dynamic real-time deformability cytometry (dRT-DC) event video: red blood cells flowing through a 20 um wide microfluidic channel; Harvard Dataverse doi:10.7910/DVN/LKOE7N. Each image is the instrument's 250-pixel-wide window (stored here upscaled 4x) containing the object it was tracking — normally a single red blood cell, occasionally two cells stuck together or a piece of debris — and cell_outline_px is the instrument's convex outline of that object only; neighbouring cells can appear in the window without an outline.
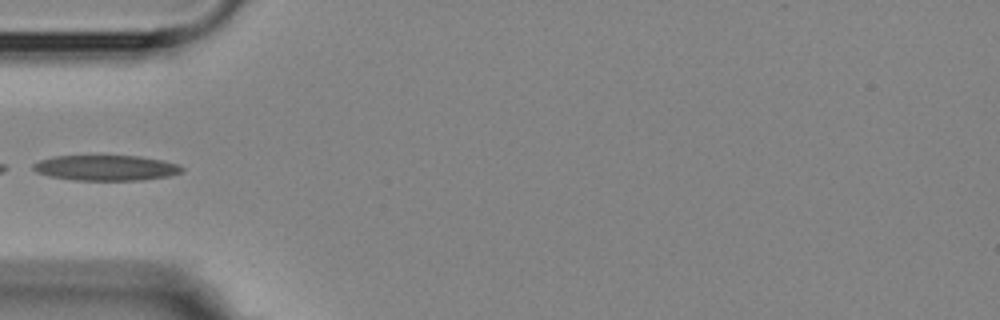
{"species": "Egyptian fruit bat (a non-hibernating species)", "species_latin": "Rousettus aegyptiacus", "temperature_condition": "room temperature", "stored_images_in_passage": 5, "camera_frame_rate_fps": 3000, "um_per_image_px": 0.085, "animal": {"sex": "female"}, "frame": {"image": 1, "passage_image": 4, "time_ms": 3.667, "image_size_px": [1000, 320], "cell_outline_px": [[184, 172], [168, 176], [144, 180], [72, 180], [48, 176], [36, 172], [32, 168], [32, 164], [40, 160], [56, 156], [140, 156], [164, 160], [180, 164], [184, 168]], "centroid_in_image_um": [9.05, 14.27], "position_along_channel_um": 76.0, "area_um2": 22.25}}
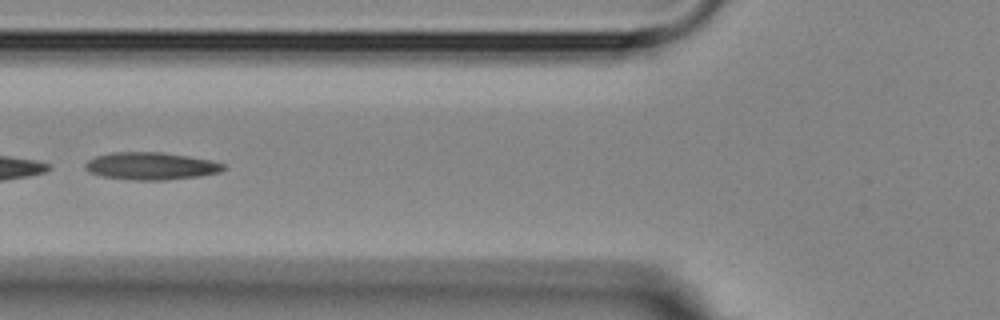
{"frame": {"image": 2, "passage_image": 5, "time_ms": 4.667, "image_size_px": [1000, 320], "cell_outline_px": [[224, 168], [220, 172], [200, 176], [168, 180], [136, 180], [100, 176], [88, 172], [84, 168], [84, 164], [88, 160], [96, 156], [112, 152], [160, 152], [188, 156], [212, 160], [224, 164]], "centroid_in_image_um": [12.81, 14.11], "position_along_channel_um": 113.0, "area_um2": 22.2}}